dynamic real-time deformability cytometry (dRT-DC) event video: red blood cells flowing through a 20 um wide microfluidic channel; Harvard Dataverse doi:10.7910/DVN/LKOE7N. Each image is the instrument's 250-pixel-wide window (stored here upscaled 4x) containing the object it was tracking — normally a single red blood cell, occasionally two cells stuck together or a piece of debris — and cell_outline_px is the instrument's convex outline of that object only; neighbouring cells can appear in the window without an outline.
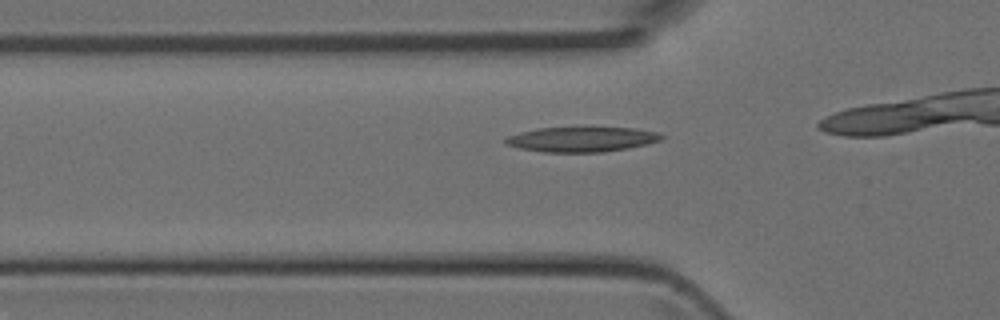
{"species": "Egyptian fruit bat (a non-hibernating species)", "species_latin": "Rousettus aegyptiacus", "temperature_condition": "room temperature", "stored_images_in_passage": 8, "camera_frame_rate_fps": 3000, "um_per_image_px": 0.085, "animal": {"sex": "female"}, "frame": {"image": 1, "passage_image": 4, "time_ms": 1.0, "image_size_px": [1000, 320], "cell_outline_px": [[664, 136], [660, 140], [648, 144], [628, 148], [604, 152], [544, 152], [520, 148], [504, 144], [504, 136], [520, 132], [540, 128], [632, 128], [656, 132]], "centroid_in_image_um": [49.4, 11.85], "position_along_channel_um": 76.4, "area_um2": 22.54}}
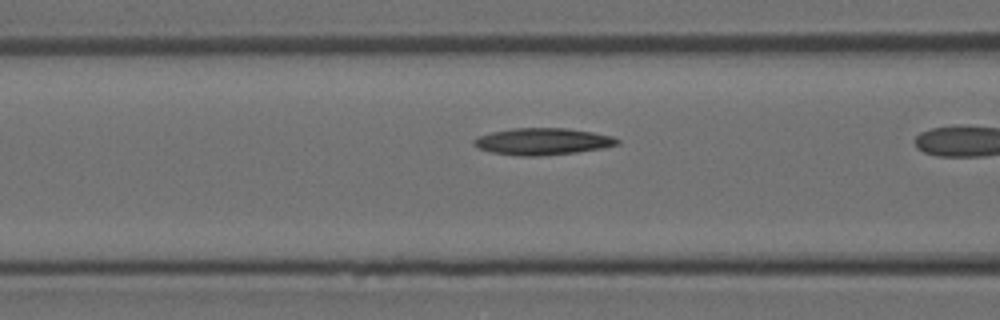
{"frame": {"image": 2, "passage_image": 7, "time_ms": 2.0, "image_size_px": [1000, 320], "cell_outline_px": [[620, 144], [604, 148], [576, 152], [536, 156], [520, 156], [492, 152], [480, 148], [472, 144], [472, 140], [476, 136], [492, 132], [512, 128], [564, 128], [592, 132], [612, 136], [620, 140]], "centroid_in_image_um": [46.11, 12.02], "position_along_channel_um": 120.5, "area_um2": 22.37}}